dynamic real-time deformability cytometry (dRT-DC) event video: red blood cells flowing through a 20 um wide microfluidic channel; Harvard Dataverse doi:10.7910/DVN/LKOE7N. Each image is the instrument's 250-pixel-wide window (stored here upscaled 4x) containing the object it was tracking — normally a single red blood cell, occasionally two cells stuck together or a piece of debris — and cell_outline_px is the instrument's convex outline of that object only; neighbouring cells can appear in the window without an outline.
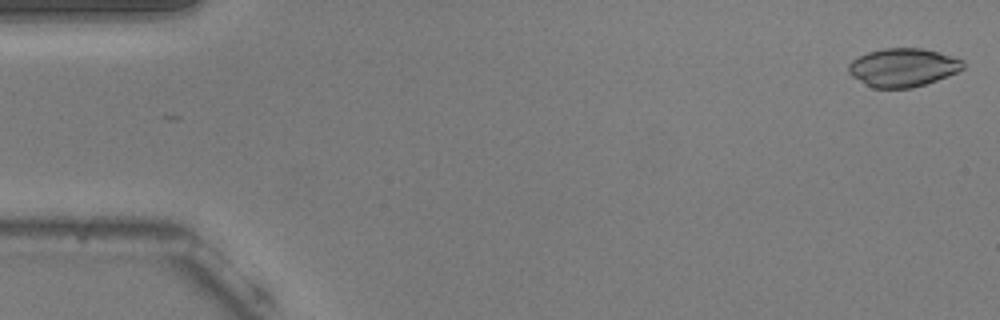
{"species": "common noctule bat (a hibernating species)", "species_latin": "Nyctalus noctula", "temperature_condition": "warm", "stored_images_in_passage": 53, "camera_frame_rate_fps": 3000, "um_per_image_px": 0.085, "animal": {"sex": "male", "body_mass_g": 20.5, "forearm_length_mm": 52.5}, "frame": {"image": 1, "passage_image": 1, "time_ms": 0.0, "image_size_px": [1000, 320], "cell_outline_px": [[964, 68], [948, 76], [912, 88], [872, 88], [864, 84], [852, 76], [848, 72], [848, 64], [852, 60], [868, 52], [884, 48], [924, 48], [952, 56], [964, 60]], "centroid_in_image_um": [76.74, 5.73], "position_along_channel_um": 8.3, "area_um2": 25.66}}
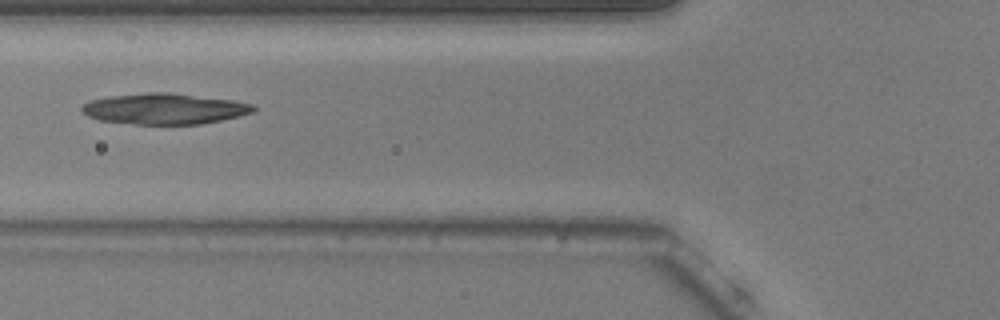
{"frame": {"image": 2, "passage_image": 20, "time_ms": 6.333, "image_size_px": [1000, 320], "cell_outline_px": [[256, 112], [240, 116], [200, 124], [136, 124], [100, 120], [88, 116], [80, 112], [80, 108], [88, 100], [108, 96], [148, 92], [168, 92], [232, 100], [256, 104]], "centroid_in_image_um": [13.98, 9.24], "position_along_channel_um": 111.8, "area_um2": 31.04}}
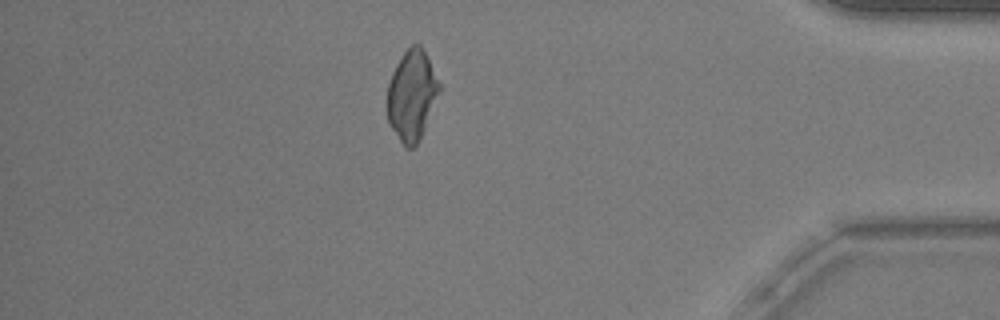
{"frame": {"image": 3, "passage_image": 46, "time_ms": 15.0, "image_size_px": [1000, 320], "cell_outline_px": [[440, 92], [424, 128], [416, 144], [412, 148], [404, 148], [388, 124], [388, 84], [392, 72], [396, 64], [404, 52], [412, 44], [420, 44], [440, 84]], "centroid_in_image_um": [34.98, 8.12], "position_along_channel_um": 400.2, "area_um2": 26.93}, "authors_computed_cell_mechanics": {"area_um2": 28.9578, "velocity_mm_per_s": 3.7876, "shape_relaxation_time_tau1_ms": 10.3197, "shape_relaxation_time_tau2_ms": 5.2665, "deformation_change_tau1": 0.2578, "deformation_change_tau2": 0.113}}